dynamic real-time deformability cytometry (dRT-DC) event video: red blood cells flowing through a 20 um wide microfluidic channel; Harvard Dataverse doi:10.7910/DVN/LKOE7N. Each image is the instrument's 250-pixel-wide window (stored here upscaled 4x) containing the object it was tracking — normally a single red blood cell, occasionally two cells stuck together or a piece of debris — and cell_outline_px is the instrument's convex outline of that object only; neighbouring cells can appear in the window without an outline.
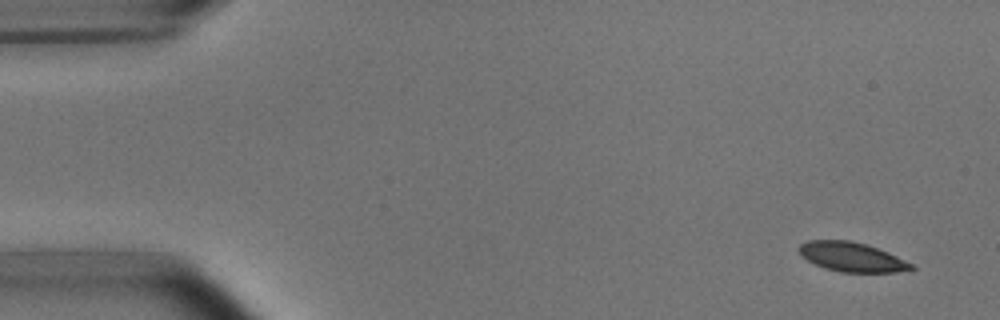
{"species": "common noctule bat (a hibernating species)", "species_latin": "Nyctalus noctula", "temperature_condition": "room temperature", "stored_images_in_passage": 5, "camera_frame_rate_fps": 3000, "um_per_image_px": 0.085, "animal": {"sex": "male", "body_mass_g": 15.6}, "frame": {"image": 1, "passage_image": 1, "time_ms": 0.0, "image_size_px": [1000, 320], "cell_outline_px": [[916, 268], [896, 272], [840, 272], [824, 268], [800, 256], [796, 248], [800, 244], [808, 240], [848, 240], [868, 244], [888, 252], [912, 264]], "centroid_in_image_um": [72.35, 21.83], "position_along_channel_um": 12.6, "area_um2": 19.31}}